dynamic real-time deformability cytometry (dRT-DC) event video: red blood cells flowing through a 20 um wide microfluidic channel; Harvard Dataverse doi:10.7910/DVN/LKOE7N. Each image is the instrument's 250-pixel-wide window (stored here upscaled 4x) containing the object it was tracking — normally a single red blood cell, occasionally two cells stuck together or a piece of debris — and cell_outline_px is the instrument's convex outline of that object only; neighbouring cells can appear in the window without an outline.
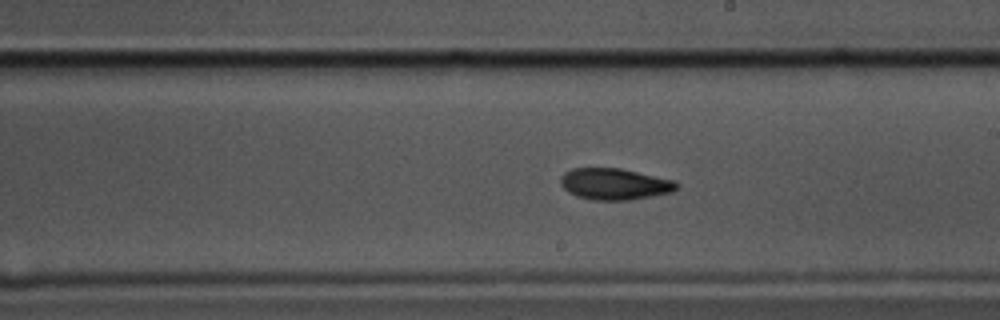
{"species": "common noctule bat (a hibernating species)", "species_latin": "Nyctalus noctula", "temperature_condition": "cold", "stored_images_in_passage": 58, "camera_frame_rate_fps": 3000, "um_per_image_px": 0.085, "animal": {"sex": "male", "body_mass_g": 17.5, "forearm_length_mm": 52.3}, "frame": {"image": 1, "passage_image": 33, "time_ms": 10.667, "image_size_px": [1000, 320], "cell_outline_px": [[680, 188], [672, 192], [632, 200], [592, 200], [576, 196], [568, 192], [560, 184], [560, 176], [564, 172], [572, 168], [620, 168], [676, 180]], "centroid_in_image_um": [52.25, 15.64], "position_along_channel_um": 236.7, "area_um2": 21.56}}
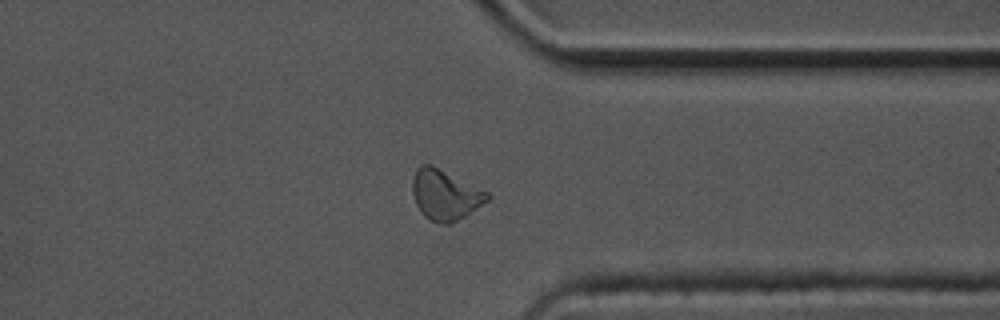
{"frame": {"image": 2, "passage_image": 45, "time_ms": 14.667, "image_size_px": [1000, 320], "cell_outline_px": [[492, 196], [488, 200], [452, 224], [440, 224], [424, 216], [420, 212], [416, 204], [412, 192], [412, 180], [416, 168], [420, 164], [432, 164], [488, 192]], "centroid_in_image_um": [37.81, 16.55], "position_along_channel_um": 373.6, "area_um2": 21.96}}
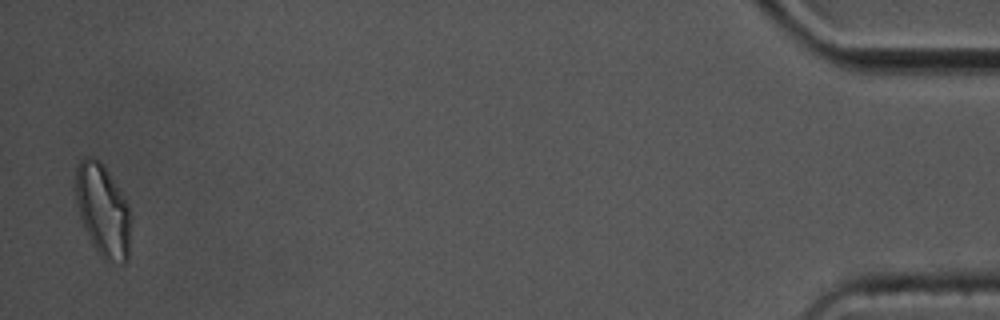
{"frame": {"image": 3, "passage_image": 57, "time_ms": 18.667, "image_size_px": [1000, 320], "cell_outline_px": [[128, 260], [124, 264], [108, 264], [100, 256], [92, 244], [84, 228], [80, 216], [76, 200], [76, 164], [84, 156], [92, 156], [100, 160], [108, 172], [128, 204]], "centroid_in_image_um": [8.71, 17.9], "position_along_channel_um": 426.5, "area_um2": 29.48}, "authors_computed_cell_mechanics": {"area_um2": 21.3282, "velocity_mm_per_s": 3.4916, "shape_relaxation_time_tau1_ms": 5.2786, "shape_relaxation_time_tau2_ms": 5.368, "deformation_change_tau1": 0.1488, "deformation_change_tau2": 0.1094}}